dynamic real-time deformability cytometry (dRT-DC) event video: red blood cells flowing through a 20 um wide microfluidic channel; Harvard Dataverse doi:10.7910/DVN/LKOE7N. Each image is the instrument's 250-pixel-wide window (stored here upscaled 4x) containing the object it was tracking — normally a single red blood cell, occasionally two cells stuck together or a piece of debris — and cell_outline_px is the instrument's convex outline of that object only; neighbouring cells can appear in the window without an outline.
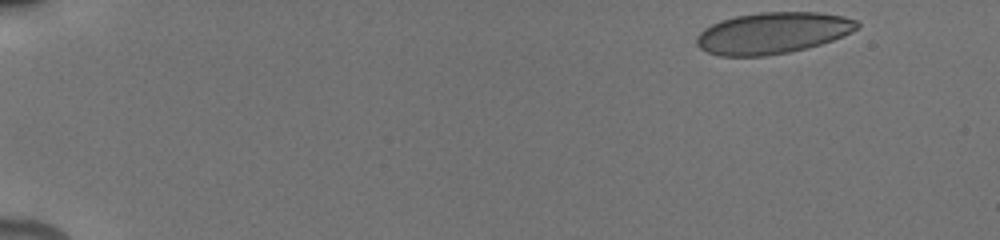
{"species": "human", "species_latin": "Homo sapiens", "temperature_condition": "cold", "stored_images_in_passage": 46, "camera_frame_rate_fps": 3000, "um_per_image_px": 0.085, "donor": {"sex": "male"}, "frame": {"image": 1, "passage_image": 1, "time_ms": 0.0, "image_size_px": [1000, 240], "cell_outline_px": [[860, 28], [852, 32], [832, 40], [808, 48], [788, 52], [764, 56], [720, 56], [708, 52], [700, 48], [696, 44], [696, 36], [704, 28], [720, 20], [736, 16], [760, 12], [820, 12], [844, 16], [856, 20], [860, 24]], "centroid_in_image_um": [65.68, 2.8], "position_along_channel_um": 19.3, "area_um2": 38.9}}
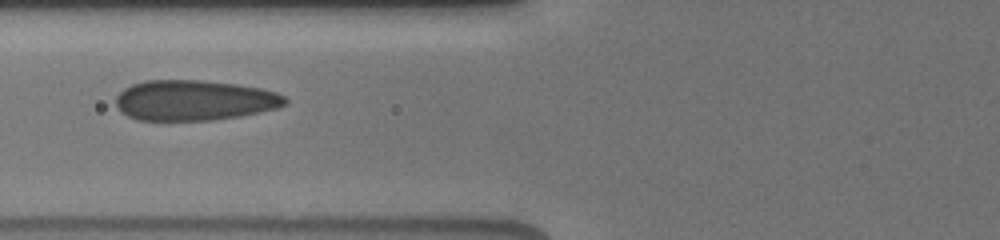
{"frame": {"image": 2, "passage_image": 18, "time_ms": 6.0, "image_size_px": [1000, 240], "cell_outline_px": [[288, 104], [276, 108], [240, 116], [212, 120], [136, 120], [120, 112], [116, 104], [116, 96], [124, 88], [132, 84], [144, 80], [200, 80], [236, 84], [260, 88], [276, 92], [284, 96], [288, 100]], "centroid_in_image_um": [16.49, 8.52], "position_along_channel_um": 109.3, "area_um2": 39.94}}
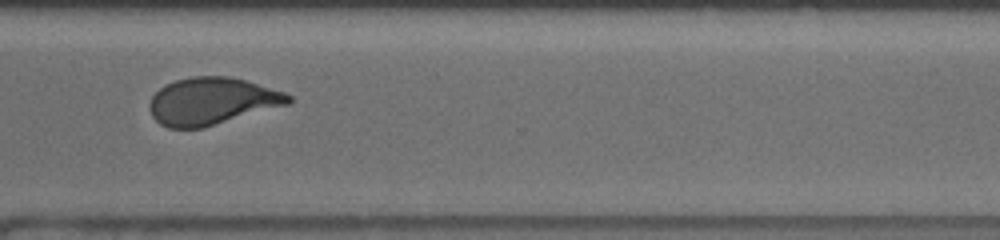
{"frame": {"image": 3, "passage_image": 35, "time_ms": 12.333, "image_size_px": [1000, 240], "cell_outline_px": [[292, 100], [288, 104], [204, 128], [168, 128], [160, 124], [152, 116], [148, 108], [148, 104], [152, 96], [160, 88], [176, 80], [192, 76], [228, 76], [244, 80], [284, 92], [292, 96]], "centroid_in_image_um": [17.98, 8.61], "position_along_channel_um": 352.6, "area_um2": 38.09}, "authors_computed_cell_mechanics": {"area_um2": 39.2173, "velocity_mm_per_s": 3.8388, "shape_relaxation_time_tau1_ms": 8.4962, "shape_relaxation_time_tau2_ms": null, "deformation_change_tau1": 0.1825, "deformation_change_tau2": null}}